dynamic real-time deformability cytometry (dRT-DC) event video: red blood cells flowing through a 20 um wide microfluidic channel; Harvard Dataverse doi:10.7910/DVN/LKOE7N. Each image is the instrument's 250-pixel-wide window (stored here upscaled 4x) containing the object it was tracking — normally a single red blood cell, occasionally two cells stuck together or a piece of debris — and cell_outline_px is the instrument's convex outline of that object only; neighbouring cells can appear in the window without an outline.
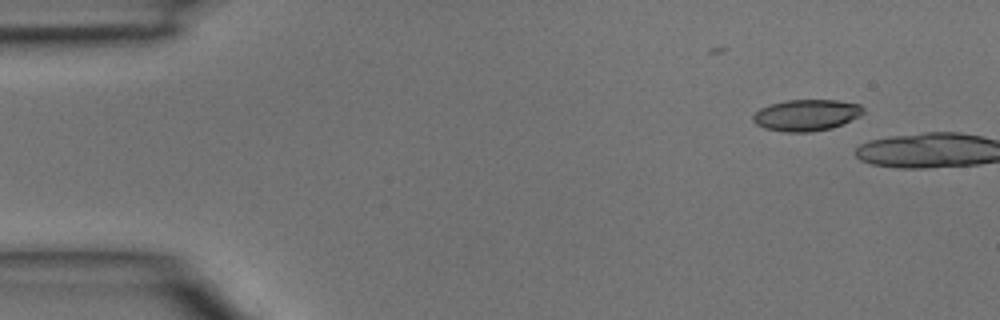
{"species": "common noctule bat (a hibernating species)", "species_latin": "Nyctalus noctula", "temperature_condition": "room temperature", "stored_images_in_passage": 6, "camera_frame_rate_fps": 3000, "um_per_image_px": 0.085, "animal": {"sex": "male", "body_mass_g": 15.6}, "frame": {"image": 1, "passage_image": 2, "time_ms": 0.333, "image_size_px": [1000, 320], "cell_outline_px": [[864, 112], [860, 116], [844, 124], [832, 128], [812, 132], [788, 132], [764, 128], [756, 124], [752, 120], [752, 116], [760, 108], [768, 104], [788, 100], [836, 100], [860, 104], [864, 108]], "centroid_in_image_um": [68.56, 9.78], "position_along_channel_um": 16.4, "area_um2": 20.35}}